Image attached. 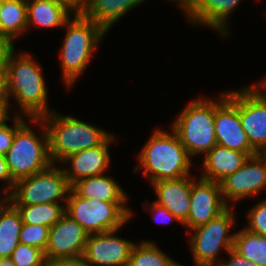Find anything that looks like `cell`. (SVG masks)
Wrapping results in <instances>:
<instances>
[{"label": "cell", "instance_id": "6da1fadb", "mask_svg": "<svg viewBox=\"0 0 266 266\" xmlns=\"http://www.w3.org/2000/svg\"><path fill=\"white\" fill-rule=\"evenodd\" d=\"M15 49V46L8 47L3 55L9 106L12 105L10 99L13 97L18 107V112L14 111V115L23 114L26 119L48 115L53 110L48 106V90L42 74L43 68L28 52L18 53Z\"/></svg>", "mask_w": 266, "mask_h": 266}, {"label": "cell", "instance_id": "7a4b0ae2", "mask_svg": "<svg viewBox=\"0 0 266 266\" xmlns=\"http://www.w3.org/2000/svg\"><path fill=\"white\" fill-rule=\"evenodd\" d=\"M151 136L137 155L139 164L135 165L134 174L143 170L150 184L190 176L194 162L177 133L172 128L170 132L157 128Z\"/></svg>", "mask_w": 266, "mask_h": 266}, {"label": "cell", "instance_id": "3957f363", "mask_svg": "<svg viewBox=\"0 0 266 266\" xmlns=\"http://www.w3.org/2000/svg\"><path fill=\"white\" fill-rule=\"evenodd\" d=\"M64 27L66 33L59 57L62 79L70 90L86 70L107 32L82 13H74Z\"/></svg>", "mask_w": 266, "mask_h": 266}, {"label": "cell", "instance_id": "277c9868", "mask_svg": "<svg viewBox=\"0 0 266 266\" xmlns=\"http://www.w3.org/2000/svg\"><path fill=\"white\" fill-rule=\"evenodd\" d=\"M227 98L223 91L218 98L197 97L190 101L171 124L187 154L192 159L205 155L217 145L214 129L215 109Z\"/></svg>", "mask_w": 266, "mask_h": 266}, {"label": "cell", "instance_id": "5b68a950", "mask_svg": "<svg viewBox=\"0 0 266 266\" xmlns=\"http://www.w3.org/2000/svg\"><path fill=\"white\" fill-rule=\"evenodd\" d=\"M41 119L48 133L52 164L61 163L73 153L102 145L113 134L82 119L59 114L55 110Z\"/></svg>", "mask_w": 266, "mask_h": 266}, {"label": "cell", "instance_id": "8992f818", "mask_svg": "<svg viewBox=\"0 0 266 266\" xmlns=\"http://www.w3.org/2000/svg\"><path fill=\"white\" fill-rule=\"evenodd\" d=\"M41 130L39 134L25 121L16 131L12 146L4 155L9 173L14 181L29 177L48 168L52 162L49 156L48 133L41 118H29ZM43 131V132H42Z\"/></svg>", "mask_w": 266, "mask_h": 266}, {"label": "cell", "instance_id": "52a82bcc", "mask_svg": "<svg viewBox=\"0 0 266 266\" xmlns=\"http://www.w3.org/2000/svg\"><path fill=\"white\" fill-rule=\"evenodd\" d=\"M127 205L85 199L71 188L65 203V212L88 234H97L122 229L134 215Z\"/></svg>", "mask_w": 266, "mask_h": 266}, {"label": "cell", "instance_id": "ba28073f", "mask_svg": "<svg viewBox=\"0 0 266 266\" xmlns=\"http://www.w3.org/2000/svg\"><path fill=\"white\" fill-rule=\"evenodd\" d=\"M229 206L207 224L189 230L188 243L194 260V266H216L222 250L233 249L235 233L230 231L236 225V215ZM230 233V234H229ZM219 254V255H218ZM218 256V257H217Z\"/></svg>", "mask_w": 266, "mask_h": 266}, {"label": "cell", "instance_id": "9c48e42d", "mask_svg": "<svg viewBox=\"0 0 266 266\" xmlns=\"http://www.w3.org/2000/svg\"><path fill=\"white\" fill-rule=\"evenodd\" d=\"M70 190L63 165L51 164L43 171L15 181L11 201L13 205L59 204L61 200L66 203Z\"/></svg>", "mask_w": 266, "mask_h": 266}, {"label": "cell", "instance_id": "30bf717a", "mask_svg": "<svg viewBox=\"0 0 266 266\" xmlns=\"http://www.w3.org/2000/svg\"><path fill=\"white\" fill-rule=\"evenodd\" d=\"M238 111L243 130L258 151L266 144V88L260 82L238 89Z\"/></svg>", "mask_w": 266, "mask_h": 266}, {"label": "cell", "instance_id": "8fae6325", "mask_svg": "<svg viewBox=\"0 0 266 266\" xmlns=\"http://www.w3.org/2000/svg\"><path fill=\"white\" fill-rule=\"evenodd\" d=\"M214 129L217 145L244 152L249 157L256 155L241 126L238 90H228L227 98L215 109Z\"/></svg>", "mask_w": 266, "mask_h": 266}, {"label": "cell", "instance_id": "7c38bea8", "mask_svg": "<svg viewBox=\"0 0 266 266\" xmlns=\"http://www.w3.org/2000/svg\"><path fill=\"white\" fill-rule=\"evenodd\" d=\"M242 0H171L193 26H207L222 37L230 36L229 20ZM230 17V18H229Z\"/></svg>", "mask_w": 266, "mask_h": 266}, {"label": "cell", "instance_id": "4fadbf2b", "mask_svg": "<svg viewBox=\"0 0 266 266\" xmlns=\"http://www.w3.org/2000/svg\"><path fill=\"white\" fill-rule=\"evenodd\" d=\"M120 230L88 235L82 255L87 266H128L136 242L117 236Z\"/></svg>", "mask_w": 266, "mask_h": 266}, {"label": "cell", "instance_id": "5bb4252c", "mask_svg": "<svg viewBox=\"0 0 266 266\" xmlns=\"http://www.w3.org/2000/svg\"><path fill=\"white\" fill-rule=\"evenodd\" d=\"M220 185L225 203L228 206L231 203V207H234L240 200L257 197L265 191L266 165L257 155L250 156L240 169L228 175Z\"/></svg>", "mask_w": 266, "mask_h": 266}, {"label": "cell", "instance_id": "9a60e30c", "mask_svg": "<svg viewBox=\"0 0 266 266\" xmlns=\"http://www.w3.org/2000/svg\"><path fill=\"white\" fill-rule=\"evenodd\" d=\"M190 210L182 224L187 230L207 224L229 206L225 203L220 183L195 179L192 182Z\"/></svg>", "mask_w": 266, "mask_h": 266}, {"label": "cell", "instance_id": "2e32d148", "mask_svg": "<svg viewBox=\"0 0 266 266\" xmlns=\"http://www.w3.org/2000/svg\"><path fill=\"white\" fill-rule=\"evenodd\" d=\"M88 233L75 220L65 214L49 230L46 261L82 257Z\"/></svg>", "mask_w": 266, "mask_h": 266}, {"label": "cell", "instance_id": "e0dca14e", "mask_svg": "<svg viewBox=\"0 0 266 266\" xmlns=\"http://www.w3.org/2000/svg\"><path fill=\"white\" fill-rule=\"evenodd\" d=\"M116 139L117 136L112 134L102 145L81 150L64 159L60 165H69L63 168L69 184L72 186L80 179L108 172L111 161L109 147Z\"/></svg>", "mask_w": 266, "mask_h": 266}, {"label": "cell", "instance_id": "ac0fdd59", "mask_svg": "<svg viewBox=\"0 0 266 266\" xmlns=\"http://www.w3.org/2000/svg\"><path fill=\"white\" fill-rule=\"evenodd\" d=\"M196 177L184 176L178 179H164L151 184L157 200L154 202L165 207L183 224L190 210L192 182Z\"/></svg>", "mask_w": 266, "mask_h": 266}, {"label": "cell", "instance_id": "d6986e66", "mask_svg": "<svg viewBox=\"0 0 266 266\" xmlns=\"http://www.w3.org/2000/svg\"><path fill=\"white\" fill-rule=\"evenodd\" d=\"M200 178L220 183L240 169L249 156L241 151L214 146L203 157Z\"/></svg>", "mask_w": 266, "mask_h": 266}, {"label": "cell", "instance_id": "ffe728a7", "mask_svg": "<svg viewBox=\"0 0 266 266\" xmlns=\"http://www.w3.org/2000/svg\"><path fill=\"white\" fill-rule=\"evenodd\" d=\"M73 12L59 0H27V31L39 28H64Z\"/></svg>", "mask_w": 266, "mask_h": 266}, {"label": "cell", "instance_id": "44dd1931", "mask_svg": "<svg viewBox=\"0 0 266 266\" xmlns=\"http://www.w3.org/2000/svg\"><path fill=\"white\" fill-rule=\"evenodd\" d=\"M71 188L85 199H96L110 203H128V194L112 176L102 174L78 180Z\"/></svg>", "mask_w": 266, "mask_h": 266}, {"label": "cell", "instance_id": "7402d4cb", "mask_svg": "<svg viewBox=\"0 0 266 266\" xmlns=\"http://www.w3.org/2000/svg\"><path fill=\"white\" fill-rule=\"evenodd\" d=\"M145 1L147 0H89L82 14L109 33L121 17Z\"/></svg>", "mask_w": 266, "mask_h": 266}, {"label": "cell", "instance_id": "603a6c76", "mask_svg": "<svg viewBox=\"0 0 266 266\" xmlns=\"http://www.w3.org/2000/svg\"><path fill=\"white\" fill-rule=\"evenodd\" d=\"M27 31V0H3L0 12V41L14 47L16 38Z\"/></svg>", "mask_w": 266, "mask_h": 266}, {"label": "cell", "instance_id": "cb8c5ba5", "mask_svg": "<svg viewBox=\"0 0 266 266\" xmlns=\"http://www.w3.org/2000/svg\"><path fill=\"white\" fill-rule=\"evenodd\" d=\"M23 222L19 211L11 203L0 216V258H10L20 243Z\"/></svg>", "mask_w": 266, "mask_h": 266}, {"label": "cell", "instance_id": "d4e9b609", "mask_svg": "<svg viewBox=\"0 0 266 266\" xmlns=\"http://www.w3.org/2000/svg\"><path fill=\"white\" fill-rule=\"evenodd\" d=\"M22 222L29 225L52 227L65 214V203H42L36 205H14Z\"/></svg>", "mask_w": 266, "mask_h": 266}, {"label": "cell", "instance_id": "484cf974", "mask_svg": "<svg viewBox=\"0 0 266 266\" xmlns=\"http://www.w3.org/2000/svg\"><path fill=\"white\" fill-rule=\"evenodd\" d=\"M233 250L254 262L266 266V236L249 232L244 227L235 233Z\"/></svg>", "mask_w": 266, "mask_h": 266}, {"label": "cell", "instance_id": "4316f807", "mask_svg": "<svg viewBox=\"0 0 266 266\" xmlns=\"http://www.w3.org/2000/svg\"><path fill=\"white\" fill-rule=\"evenodd\" d=\"M128 266H183L163 252L156 242L142 240L135 243L131 251Z\"/></svg>", "mask_w": 266, "mask_h": 266}, {"label": "cell", "instance_id": "83f0119b", "mask_svg": "<svg viewBox=\"0 0 266 266\" xmlns=\"http://www.w3.org/2000/svg\"><path fill=\"white\" fill-rule=\"evenodd\" d=\"M10 259L15 266H45L44 251L36 247L19 243Z\"/></svg>", "mask_w": 266, "mask_h": 266}, {"label": "cell", "instance_id": "f1b7e54d", "mask_svg": "<svg viewBox=\"0 0 266 266\" xmlns=\"http://www.w3.org/2000/svg\"><path fill=\"white\" fill-rule=\"evenodd\" d=\"M50 227L43 225H22L19 241L32 247H36L45 252L48 245Z\"/></svg>", "mask_w": 266, "mask_h": 266}, {"label": "cell", "instance_id": "f546056e", "mask_svg": "<svg viewBox=\"0 0 266 266\" xmlns=\"http://www.w3.org/2000/svg\"><path fill=\"white\" fill-rule=\"evenodd\" d=\"M247 225L249 232L266 236V197L247 210Z\"/></svg>", "mask_w": 266, "mask_h": 266}, {"label": "cell", "instance_id": "4dcf8cb0", "mask_svg": "<svg viewBox=\"0 0 266 266\" xmlns=\"http://www.w3.org/2000/svg\"><path fill=\"white\" fill-rule=\"evenodd\" d=\"M11 119L14 121L12 126L8 125L7 122L0 126V155L3 156L12 146L15 131L26 121L25 116L21 115H15Z\"/></svg>", "mask_w": 266, "mask_h": 266}, {"label": "cell", "instance_id": "1f68e13d", "mask_svg": "<svg viewBox=\"0 0 266 266\" xmlns=\"http://www.w3.org/2000/svg\"><path fill=\"white\" fill-rule=\"evenodd\" d=\"M147 203H144L147 208H145L146 212L151 213L152 220H154V223L159 224H171L174 221L179 222V224H182L178 218L173 215L170 211H168L165 207H162L158 205L157 203L145 201ZM149 209V210H148Z\"/></svg>", "mask_w": 266, "mask_h": 266}, {"label": "cell", "instance_id": "d6a6232c", "mask_svg": "<svg viewBox=\"0 0 266 266\" xmlns=\"http://www.w3.org/2000/svg\"><path fill=\"white\" fill-rule=\"evenodd\" d=\"M226 255L229 257L228 260L223 257V260L216 266H257L254 262L242 257L233 249L229 250Z\"/></svg>", "mask_w": 266, "mask_h": 266}, {"label": "cell", "instance_id": "836d02e7", "mask_svg": "<svg viewBox=\"0 0 266 266\" xmlns=\"http://www.w3.org/2000/svg\"><path fill=\"white\" fill-rule=\"evenodd\" d=\"M0 181L4 182L5 185L7 183V186L4 187V189L12 192L15 181L12 179L9 173L6 159H5V156L3 155H0Z\"/></svg>", "mask_w": 266, "mask_h": 266}, {"label": "cell", "instance_id": "e575fe53", "mask_svg": "<svg viewBox=\"0 0 266 266\" xmlns=\"http://www.w3.org/2000/svg\"><path fill=\"white\" fill-rule=\"evenodd\" d=\"M45 266H87L82 257L46 261Z\"/></svg>", "mask_w": 266, "mask_h": 266}, {"label": "cell", "instance_id": "d590c367", "mask_svg": "<svg viewBox=\"0 0 266 266\" xmlns=\"http://www.w3.org/2000/svg\"><path fill=\"white\" fill-rule=\"evenodd\" d=\"M73 13H82L88 6L89 0H59Z\"/></svg>", "mask_w": 266, "mask_h": 266}, {"label": "cell", "instance_id": "8d00e7d4", "mask_svg": "<svg viewBox=\"0 0 266 266\" xmlns=\"http://www.w3.org/2000/svg\"><path fill=\"white\" fill-rule=\"evenodd\" d=\"M0 100H8L7 72L3 61L0 63Z\"/></svg>", "mask_w": 266, "mask_h": 266}, {"label": "cell", "instance_id": "74e56055", "mask_svg": "<svg viewBox=\"0 0 266 266\" xmlns=\"http://www.w3.org/2000/svg\"><path fill=\"white\" fill-rule=\"evenodd\" d=\"M9 100H0V126L8 121L10 115H8L9 111Z\"/></svg>", "mask_w": 266, "mask_h": 266}, {"label": "cell", "instance_id": "f35d334b", "mask_svg": "<svg viewBox=\"0 0 266 266\" xmlns=\"http://www.w3.org/2000/svg\"><path fill=\"white\" fill-rule=\"evenodd\" d=\"M1 190H2L1 193L3 194L4 197H2V199L0 198V216L9 207V205L12 203L11 192L8 190H5L4 188Z\"/></svg>", "mask_w": 266, "mask_h": 266}, {"label": "cell", "instance_id": "ab89813d", "mask_svg": "<svg viewBox=\"0 0 266 266\" xmlns=\"http://www.w3.org/2000/svg\"><path fill=\"white\" fill-rule=\"evenodd\" d=\"M256 155L263 161L266 165V144L263 145L256 153Z\"/></svg>", "mask_w": 266, "mask_h": 266}, {"label": "cell", "instance_id": "60d3db41", "mask_svg": "<svg viewBox=\"0 0 266 266\" xmlns=\"http://www.w3.org/2000/svg\"><path fill=\"white\" fill-rule=\"evenodd\" d=\"M0 266H15L10 258H0Z\"/></svg>", "mask_w": 266, "mask_h": 266}, {"label": "cell", "instance_id": "b9f144b4", "mask_svg": "<svg viewBox=\"0 0 266 266\" xmlns=\"http://www.w3.org/2000/svg\"><path fill=\"white\" fill-rule=\"evenodd\" d=\"M7 48L8 46L4 42L0 41V63L3 61V55Z\"/></svg>", "mask_w": 266, "mask_h": 266}, {"label": "cell", "instance_id": "7bdbcfd3", "mask_svg": "<svg viewBox=\"0 0 266 266\" xmlns=\"http://www.w3.org/2000/svg\"><path fill=\"white\" fill-rule=\"evenodd\" d=\"M266 88V77L259 81Z\"/></svg>", "mask_w": 266, "mask_h": 266}, {"label": "cell", "instance_id": "ee69618b", "mask_svg": "<svg viewBox=\"0 0 266 266\" xmlns=\"http://www.w3.org/2000/svg\"><path fill=\"white\" fill-rule=\"evenodd\" d=\"M2 4H3V0H0V12H1V9H2Z\"/></svg>", "mask_w": 266, "mask_h": 266}]
</instances>
